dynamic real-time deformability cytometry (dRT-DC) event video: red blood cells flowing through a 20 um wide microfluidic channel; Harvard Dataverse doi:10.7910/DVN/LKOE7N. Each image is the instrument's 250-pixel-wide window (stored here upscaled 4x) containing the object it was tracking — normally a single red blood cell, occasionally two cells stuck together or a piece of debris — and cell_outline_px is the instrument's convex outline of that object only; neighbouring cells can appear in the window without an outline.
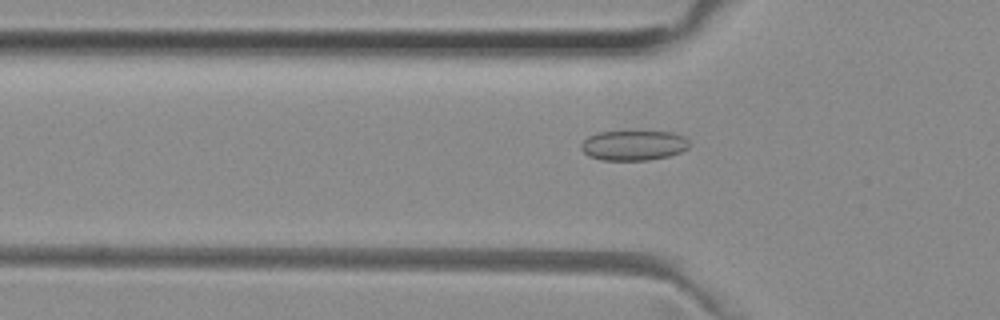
{"species": "common noctule bat (a hibernating species)", "species_latin": "Nyctalus noctula", "temperature_condition": "room temperature", "stored_images_in_passage": 52, "camera_frame_rate_fps": 3000, "um_per_image_px": 0.085, "animal": {"sex": "female", "body_mass_g": 29.2, "forearm_length_mm": 56.3}, "frame": {"image": 1, "passage_image": 17, "time_ms": 5.333, "image_size_px": [1000, 320], "cell_outline_px": [[688, 148], [680, 152], [668, 156], [648, 160], [600, 160], [588, 156], [580, 148], [580, 144], [588, 136], [596, 132], [672, 132], [684, 136], [688, 140]], "centroid_in_image_um": [53.82, 12.36], "position_along_channel_um": 72.0, "area_um2": 18.9}}
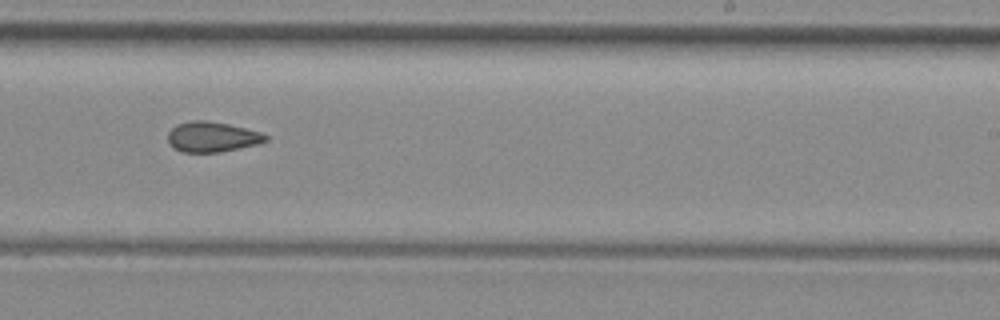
{"frame": {"image": 2, "passage_image": 32, "time_ms": 10.333, "image_size_px": [1000, 320], "cell_outline_px": [[268, 140], [260, 144], [220, 152], [180, 152], [172, 148], [168, 144], [168, 132], [176, 124], [192, 120], [204, 120], [228, 124], [260, 132], [268, 136]], "centroid_in_image_um": [18.0, 11.64], "position_along_channel_um": 271.0, "area_um2": 17.4}}
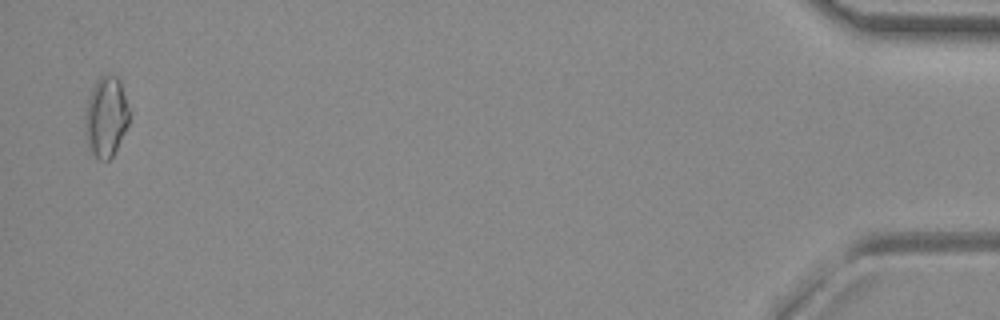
{"frame": {"image": 3, "passage_image": 51, "time_ms": 16.667, "image_size_px": [1000, 320], "cell_outline_px": [[128, 124], [112, 156], [108, 160], [100, 160], [88, 148], [84, 124], [84, 116], [88, 100], [92, 88], [96, 80], [100, 76], [108, 72], [116, 76], [120, 80], [128, 108]], "centroid_in_image_um": [8.99, 9.89], "position_along_channel_um": 426.2, "area_um2": 20.52}, "authors_computed_cell_mechanics": {"area_um2": 18.0047, "velocity_mm_per_s": 3.9777, "shape_relaxation_time_tau1_ms": null, "shape_relaxation_time_tau2_ms": 4.8114, "deformation_change_tau1": null, "deformation_change_tau2": 0.1012}}